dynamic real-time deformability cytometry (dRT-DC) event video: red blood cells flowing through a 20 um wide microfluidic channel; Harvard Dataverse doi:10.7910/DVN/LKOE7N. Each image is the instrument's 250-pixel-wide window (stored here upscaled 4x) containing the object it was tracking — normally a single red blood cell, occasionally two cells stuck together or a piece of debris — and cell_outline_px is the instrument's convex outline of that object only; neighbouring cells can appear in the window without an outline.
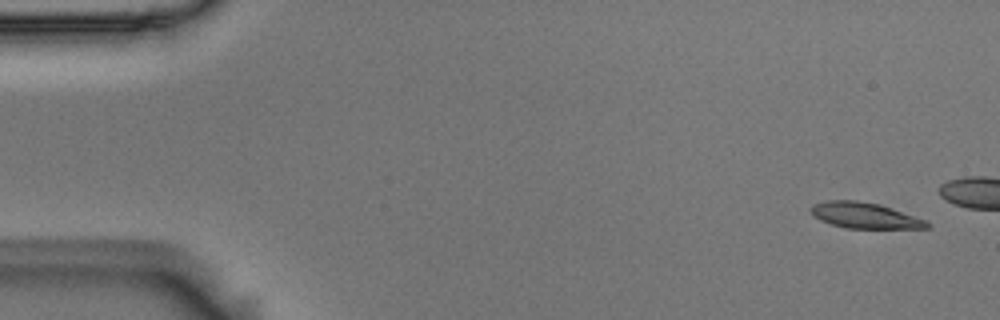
{"species": "Egyptian fruit bat (a non-hibernating species)", "species_latin": "Rousettus aegyptiacus", "temperature_condition": "room temperature", "stored_images_in_passage": 4, "camera_frame_rate_fps": 3000, "um_per_image_px": 0.085, "animal": {"sex": "male"}, "frame": {"image": 1, "passage_image": 1, "time_ms": 0.0, "image_size_px": [1000, 320], "cell_outline_px": [[932, 224], [928, 228], [844, 228], [820, 220], [808, 208], [812, 204], [828, 200], [856, 200], [880, 204], [892, 208], [924, 220]], "centroid_in_image_um": [73.48, 18.3], "position_along_channel_um": 11.5, "area_um2": 17.34}}